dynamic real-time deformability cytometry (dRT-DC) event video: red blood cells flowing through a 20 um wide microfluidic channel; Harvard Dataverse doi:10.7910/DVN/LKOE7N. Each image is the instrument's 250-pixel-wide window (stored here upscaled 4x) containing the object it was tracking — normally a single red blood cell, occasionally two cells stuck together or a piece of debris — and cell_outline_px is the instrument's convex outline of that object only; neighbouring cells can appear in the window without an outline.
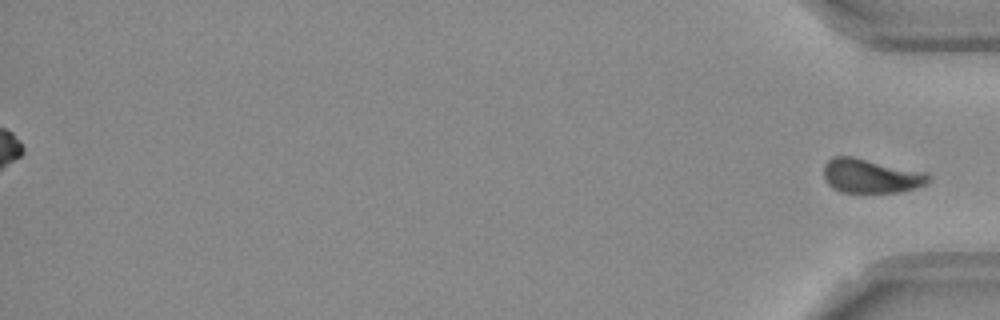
{"species": "Egyptian fruit bat (a non-hibernating species)", "species_latin": "Rousettus aegyptiacus", "temperature_condition": "room temperature", "stored_images_in_passage": 41, "camera_frame_rate_fps": 3000, "um_per_image_px": 0.085, "frame": {"image": 1, "passage_image": 41, "time_ms": 13.333, "image_size_px": [1000, 320], "cell_outline_px": [[932, 176], [928, 184], [916, 188], [900, 192], [840, 192], [832, 188], [828, 184], [824, 176], [824, 164], [832, 156], [852, 156], [928, 172]], "centroid_in_image_um": [74.07, 14.95], "position_along_channel_um": 361.1, "area_um2": 21.21}, "authors_computed_cell_mechanics": {"area_um2": 16.5308, "velocity_mm_per_s": 3.7671, "shape_relaxation_time_tau1_ms": 3.9425, "shape_relaxation_time_tau2_ms": null, "deformation_change_tau1": 0.1078, "deformation_change_tau2": null}}